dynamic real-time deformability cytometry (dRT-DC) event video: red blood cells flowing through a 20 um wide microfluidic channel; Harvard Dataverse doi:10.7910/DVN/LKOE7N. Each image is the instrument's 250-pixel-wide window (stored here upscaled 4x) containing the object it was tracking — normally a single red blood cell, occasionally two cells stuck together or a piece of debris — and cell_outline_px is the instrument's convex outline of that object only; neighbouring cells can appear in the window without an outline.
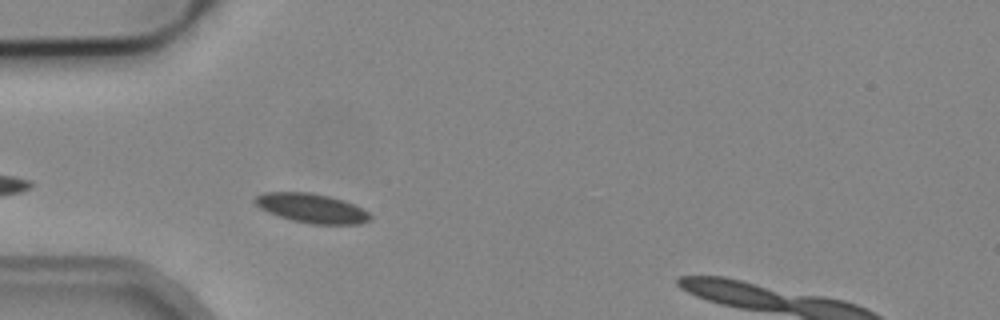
{"species": "common noctule bat (a hibernating species)", "species_latin": "Nyctalus noctula", "temperature_condition": "cold", "stored_images_in_passage": 16, "camera_frame_rate_fps": 3000, "um_per_image_px": 0.085, "animal": {"sex": "male", "body_mass_g": 19.2, "forearm_length_mm": 51.8}, "frame": {"image": 1, "passage_image": 3, "time_ms": 0.667, "image_size_px": [1000, 320], "cell_outline_px": [[372, 216], [368, 220], [360, 224], [312, 224], [292, 220], [268, 212], [260, 208], [252, 200], [256, 196], [264, 192], [312, 192], [328, 196], [352, 204], [368, 212]], "centroid_in_image_um": [26.45, 17.69], "position_along_channel_um": 58.5, "area_um2": 19.42}}
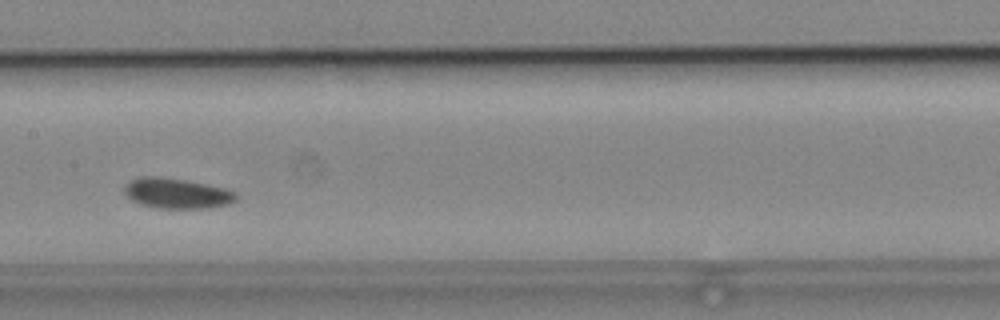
{"frame": {"image": 2, "passage_image": 14, "time_ms": 4.333, "image_size_px": [1000, 320], "cell_outline_px": [[236, 200], [228, 204], [212, 208], [156, 208], [140, 204], [132, 200], [124, 192], [124, 188], [132, 180], [140, 176], [160, 176], [184, 180], [228, 188], [236, 192]], "centroid_in_image_um": [15.06, 16.43], "position_along_channel_um": 192.3, "area_um2": 19.77}}